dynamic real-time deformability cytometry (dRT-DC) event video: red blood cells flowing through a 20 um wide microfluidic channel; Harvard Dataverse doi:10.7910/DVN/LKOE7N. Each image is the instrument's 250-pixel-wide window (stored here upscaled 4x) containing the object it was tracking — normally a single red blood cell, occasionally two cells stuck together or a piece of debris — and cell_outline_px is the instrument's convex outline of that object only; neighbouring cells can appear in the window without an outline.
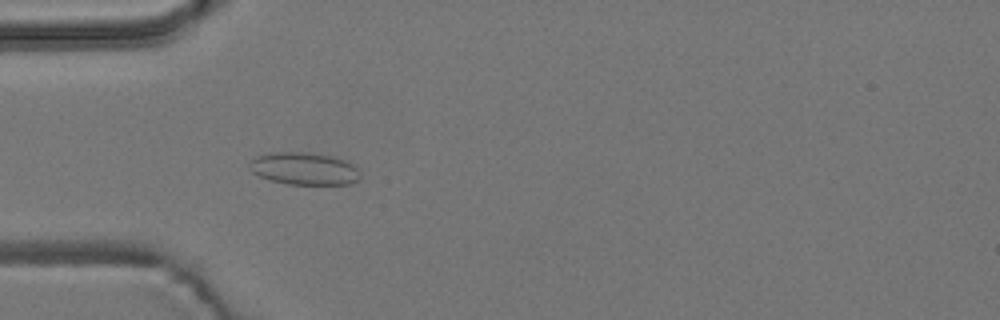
{"species": "common noctule bat (a hibernating species)", "species_latin": "Nyctalus noctula", "temperature_condition": "room temperature", "stored_images_in_passage": 5, "camera_frame_rate_fps": 3000, "um_per_image_px": 0.085, "animal": {"sex": "male", "body_mass_g": 19.2, "forearm_length_mm": 51.8}, "frame": {"image": 1, "passage_image": 5, "time_ms": 4.667, "image_size_px": [1000, 320], "cell_outline_px": [[360, 180], [348, 184], [288, 184], [272, 180], [260, 176], [252, 172], [248, 168], [248, 164], [256, 156], [268, 152], [308, 152], [336, 156], [352, 164], [356, 168], [360, 176]], "centroid_in_image_um": [25.84, 14.32], "position_along_channel_um": 59.2, "area_um2": 21.04}}